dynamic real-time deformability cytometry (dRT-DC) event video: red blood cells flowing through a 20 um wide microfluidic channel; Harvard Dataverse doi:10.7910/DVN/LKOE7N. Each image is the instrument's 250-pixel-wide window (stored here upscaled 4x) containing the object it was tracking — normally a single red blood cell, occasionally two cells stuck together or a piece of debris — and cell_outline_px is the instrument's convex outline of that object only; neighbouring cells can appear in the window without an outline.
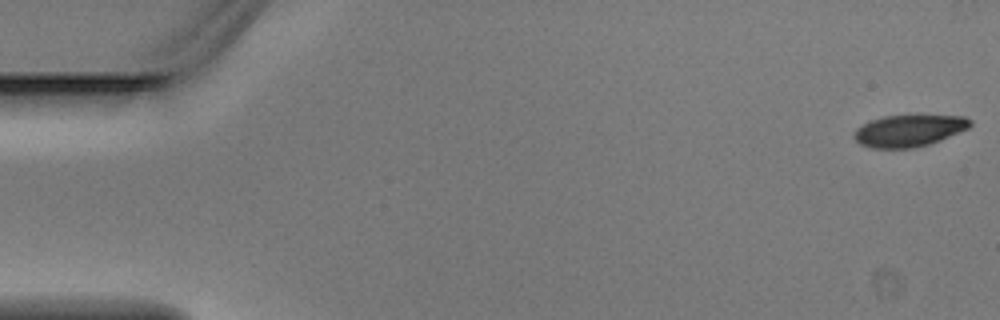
{"species": "Egyptian fruit bat (a non-hibernating species)", "species_latin": "Rousettus aegyptiacus", "temperature_condition": "warm", "stored_images_in_passage": 5, "camera_frame_rate_fps": 3000, "um_per_image_px": 0.085, "animal": {"sex": "male"}, "frame": {"image": 1, "passage_image": 1, "time_ms": 0.0, "image_size_px": [1000, 320], "cell_outline_px": [[972, 124], [968, 128], [940, 140], [928, 144], [912, 148], [872, 148], [860, 144], [852, 136], [852, 132], [856, 128], [872, 120], [884, 116], [964, 116], [972, 120]], "centroid_in_image_um": [77.23, 11.11], "position_along_channel_um": 7.8, "area_um2": 21.27}}
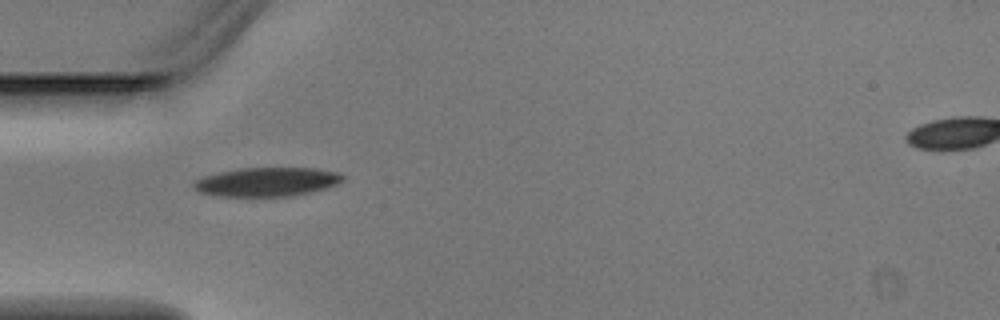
{"frame": {"image": 2, "passage_image": 4, "time_ms": 1.0, "image_size_px": [1000, 320], "cell_outline_px": [[344, 180], [336, 184], [324, 188], [292, 196], [216, 196], [200, 192], [192, 188], [192, 184], [196, 180], [204, 176], [220, 172], [240, 168], [312, 168], [336, 172], [344, 176]], "centroid_in_image_um": [22.64, 15.46], "position_along_channel_um": 62.4, "area_um2": 24.91}}
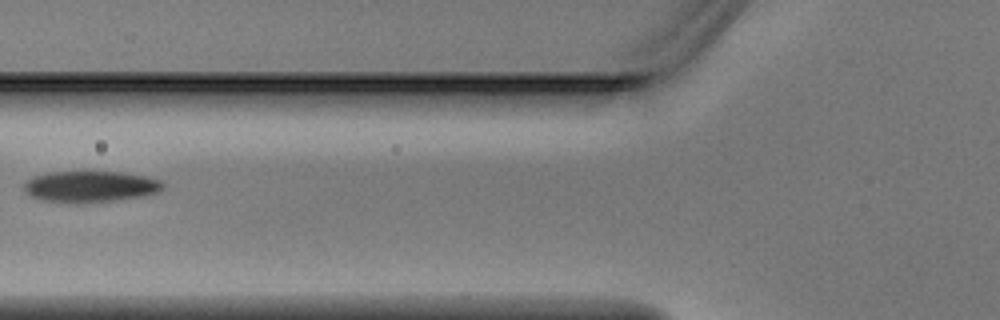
{"frame": {"image": 3, "passage_image": 5, "time_ms": 1.333, "image_size_px": [1000, 320], "cell_outline_px": [[164, 188], [160, 192], [144, 196], [116, 200], [80, 204], [40, 200], [24, 192], [24, 184], [32, 176], [48, 172], [120, 172], [144, 176], [160, 180], [164, 184]], "centroid_in_image_um": [7.67, 15.87], "position_along_channel_um": 118.1, "area_um2": 25.55}}